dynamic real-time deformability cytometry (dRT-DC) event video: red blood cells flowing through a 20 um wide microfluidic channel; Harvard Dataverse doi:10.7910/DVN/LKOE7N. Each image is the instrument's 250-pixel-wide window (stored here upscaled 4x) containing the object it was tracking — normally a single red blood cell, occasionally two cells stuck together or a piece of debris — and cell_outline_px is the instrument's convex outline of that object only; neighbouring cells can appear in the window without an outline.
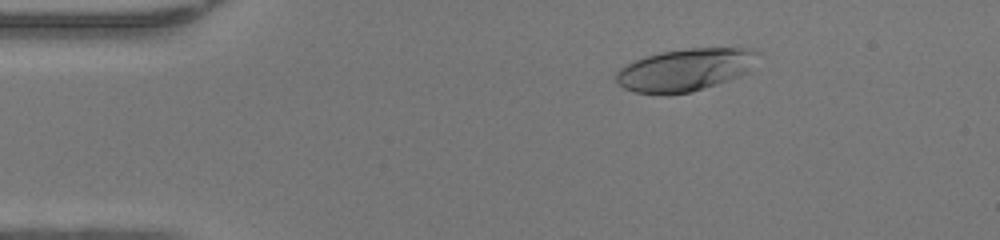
{"species": "human", "species_latin": "Homo sapiens", "temperature_condition": "warm", "stored_images_in_passage": 48, "camera_frame_rate_fps": 3000, "um_per_image_px": 0.085, "donor": {"sex": "female"}, "frame": {"image": 1, "passage_image": 8, "time_ms": 2.333, "image_size_px": [1000, 240], "cell_outline_px": [[760, 52], [748, 72], [740, 76], [692, 92], [668, 96], [660, 96], [632, 92], [616, 84], [616, 72], [620, 68], [644, 56], [660, 52], [688, 48], [756, 48]], "centroid_in_image_um": [58.21, 5.96], "position_along_channel_um": 26.8, "area_um2": 35.66}}
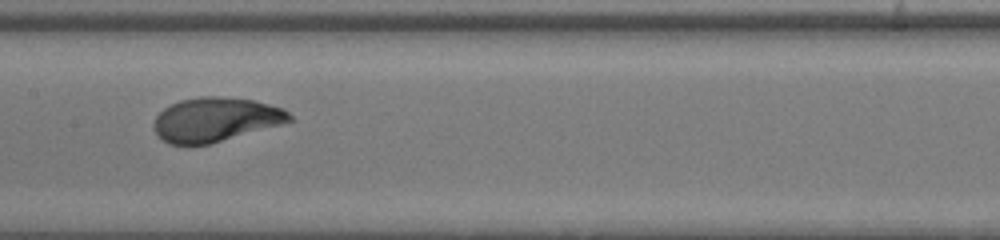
{"frame": {"image": 2, "passage_image": 24, "time_ms": 7.667, "image_size_px": [1000, 240], "cell_outline_px": [[296, 120], [212, 144], [168, 144], [152, 128], [152, 124], [156, 116], [164, 108], [180, 100], [200, 96], [216, 96], [252, 100], [284, 108]], "centroid_in_image_um": [18.34, 10.16], "position_along_channel_um": 189.1, "area_um2": 34.97}}
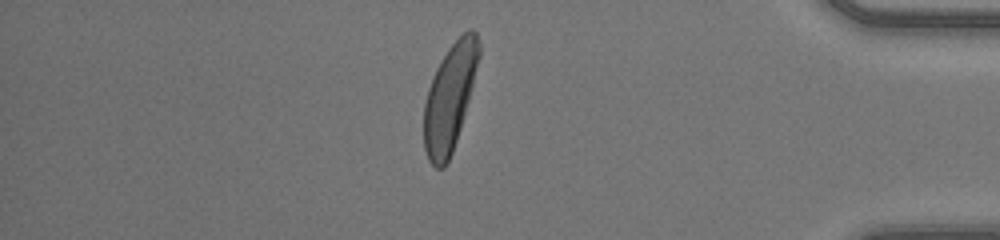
{"frame": {"image": 3, "passage_image": 41, "time_ms": 13.333, "image_size_px": [1000, 240], "cell_outline_px": [[480, 56], [468, 100], [460, 128], [452, 152], [444, 168], [436, 168], [428, 160], [424, 148], [424, 104], [428, 88], [432, 76], [436, 68], [448, 48], [468, 28], [472, 28], [476, 32], [480, 44]], "centroid_in_image_um": [38.22, 8.26], "position_along_channel_um": 397.0, "area_um2": 33.81}, "authors_computed_cell_mechanics": {"area_um2": 34.8245, "velocity_mm_per_s": 4.3028, "shape_relaxation_time_tau1_ms": 2.6839, "shape_relaxation_time_tau2_ms": null, "deformation_change_tau1": 0.2072, "deformation_change_tau2": null}}